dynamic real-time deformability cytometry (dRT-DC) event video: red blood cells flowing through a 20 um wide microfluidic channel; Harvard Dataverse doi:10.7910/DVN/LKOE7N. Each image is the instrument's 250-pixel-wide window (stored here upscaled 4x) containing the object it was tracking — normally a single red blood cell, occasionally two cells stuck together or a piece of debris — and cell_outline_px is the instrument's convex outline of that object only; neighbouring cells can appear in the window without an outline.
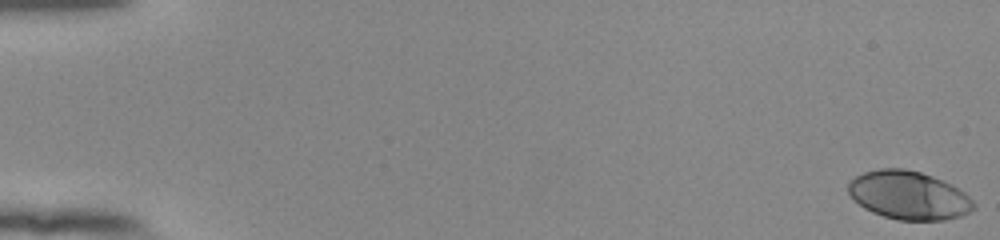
{"species": "human", "species_latin": "Homo sapiens", "temperature_condition": "room temperature", "stored_images_in_passage": 49, "camera_frame_rate_fps": 3000, "um_per_image_px": 0.085, "donor": {"sex": "female"}, "frame": {"image": 1, "passage_image": 1, "time_ms": 0.0, "image_size_px": [1000, 240], "cell_outline_px": [[976, 208], [960, 216], [944, 220], [896, 220], [872, 212], [864, 208], [848, 192], [848, 184], [856, 176], [864, 172], [880, 168], [904, 168], [920, 172], [932, 176], [952, 184], [964, 192], [976, 204]], "centroid_in_image_um": [77.26, 16.6], "position_along_channel_um": 7.7, "area_um2": 35.26}}
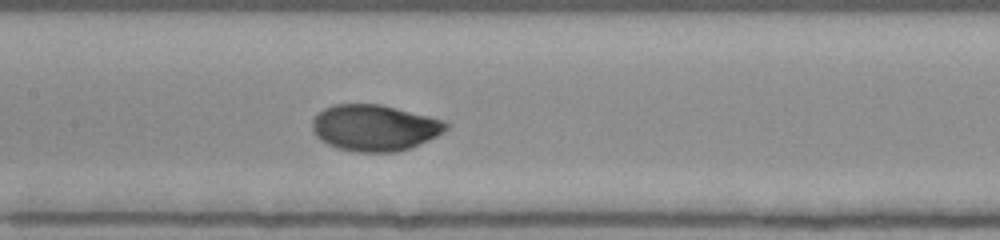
{"frame": {"image": 2, "passage_image": 28, "time_ms": 9.0, "image_size_px": [1000, 240], "cell_outline_px": [[452, 124], [444, 132], [412, 148], [396, 152], [356, 152], [336, 148], [320, 140], [312, 132], [312, 120], [324, 108], [332, 104], [380, 104], [448, 120]], "centroid_in_image_um": [31.88, 10.86], "position_along_channel_um": 175.5, "area_um2": 36.59}}
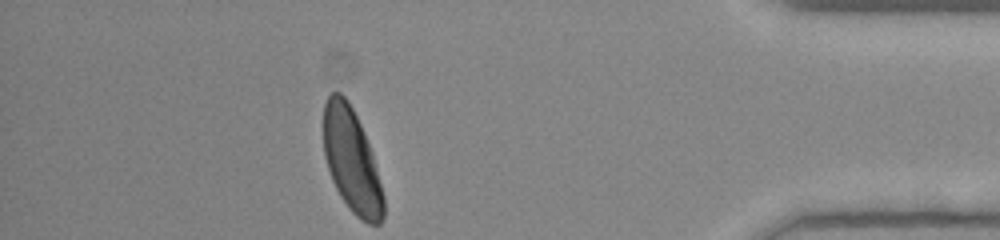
{"frame": {"image": 3, "passage_image": 49, "time_ms": 16.0, "image_size_px": [1000, 240], "cell_outline_px": [[384, 216], [380, 224], [368, 224], [356, 216], [348, 208], [340, 196], [332, 180], [324, 156], [324, 104], [328, 96], [332, 92], [340, 92], [348, 100], [360, 124], [372, 152], [384, 196]], "centroid_in_image_um": [29.89, 13.68], "position_along_channel_um": 405.3, "area_um2": 36.13}, "authors_computed_cell_mechanics": {"area_um2": 35.6048, "velocity_mm_per_s": 3.8582, "shape_relaxation_time_tau1_ms": 3.3732, "shape_relaxation_time_tau2_ms": null, "deformation_change_tau1": 0.1818, "deformation_change_tau2": null}}